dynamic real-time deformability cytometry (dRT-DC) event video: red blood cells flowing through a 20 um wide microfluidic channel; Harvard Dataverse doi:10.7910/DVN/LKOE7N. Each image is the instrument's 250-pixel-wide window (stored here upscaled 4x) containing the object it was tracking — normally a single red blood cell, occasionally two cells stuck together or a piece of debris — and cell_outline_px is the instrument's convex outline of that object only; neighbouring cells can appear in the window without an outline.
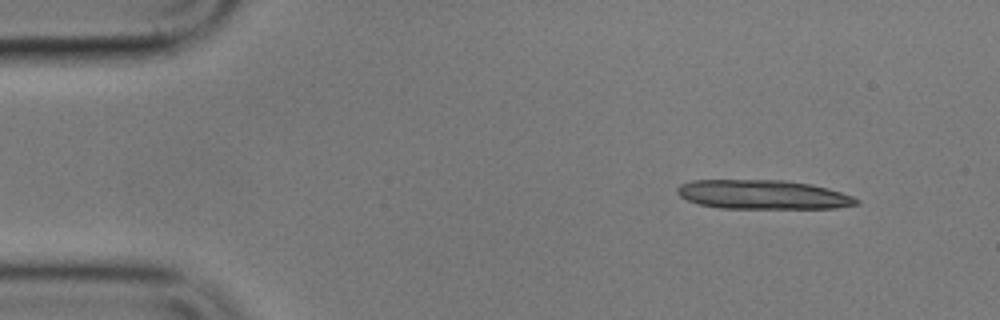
{"species": "common noctule bat (a hibernating species)", "species_latin": "Nyctalus noctula", "temperature_condition": "cold", "stored_images_in_passage": 4, "camera_frame_rate_fps": 3000, "um_per_image_px": 0.085, "animal": {"sex": "male", "body_mass_g": 17.9}, "frame": {"image": 1, "passage_image": 1, "time_ms": 0.0, "image_size_px": [1000, 320], "cell_outline_px": [[860, 204], [836, 208], [720, 208], [700, 204], [688, 200], [680, 196], [676, 192], [676, 188], [680, 184], [692, 180], [784, 180], [812, 184], [828, 188], [852, 196], [860, 200]], "centroid_in_image_um": [64.86, 16.54], "position_along_channel_um": 20.1, "area_um2": 30.52}}
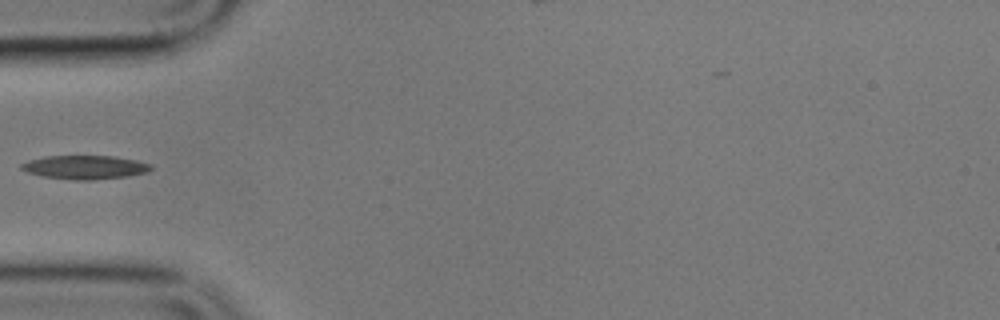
{"frame": {"image": 2, "passage_image": 4, "time_ms": 4.333, "image_size_px": [1000, 320], "cell_outline_px": [[152, 168], [148, 172], [128, 176], [92, 180], [76, 180], [40, 176], [28, 172], [20, 168], [20, 164], [28, 160], [44, 156], [112, 156], [136, 160], [152, 164]], "centroid_in_image_um": [7.21, 14.21], "position_along_channel_um": 77.8, "area_um2": 17.98}}